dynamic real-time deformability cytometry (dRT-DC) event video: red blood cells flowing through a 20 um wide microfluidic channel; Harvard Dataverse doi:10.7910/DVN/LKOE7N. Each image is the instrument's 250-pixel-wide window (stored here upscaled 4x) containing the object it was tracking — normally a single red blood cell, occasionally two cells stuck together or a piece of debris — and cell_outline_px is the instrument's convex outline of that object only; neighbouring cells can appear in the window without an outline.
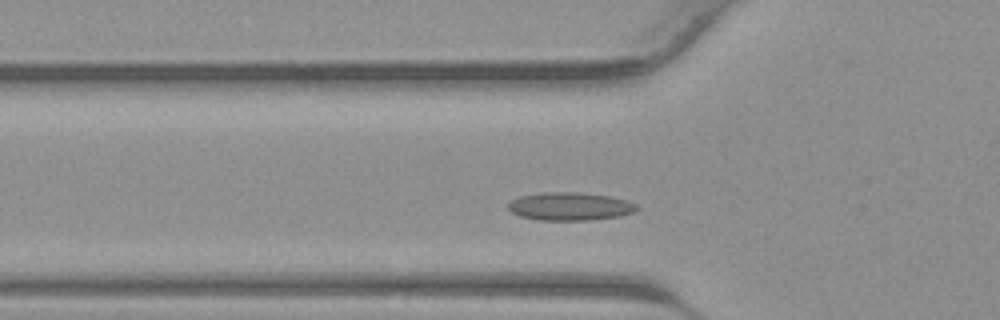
{"species": "common noctule bat (a hibernating species)", "species_latin": "Nyctalus noctula", "temperature_condition": "warm", "stored_images_in_passage": 27, "camera_frame_rate_fps": 3000, "um_per_image_px": 0.085, "animal": {"sex": "male", "body_mass_g": 23.1, "forearm_length_mm": 52.7}, "frame": {"image": 1, "passage_image": 6, "time_ms": 1.667, "image_size_px": [1000, 320], "cell_outline_px": [[640, 208], [632, 212], [620, 216], [592, 220], [536, 220], [520, 216], [512, 212], [508, 208], [508, 204], [512, 200], [520, 196], [540, 192], [576, 192], [612, 196], [636, 204]], "centroid_in_image_um": [48.44, 17.54], "position_along_channel_um": 77.4, "area_um2": 21.1}}
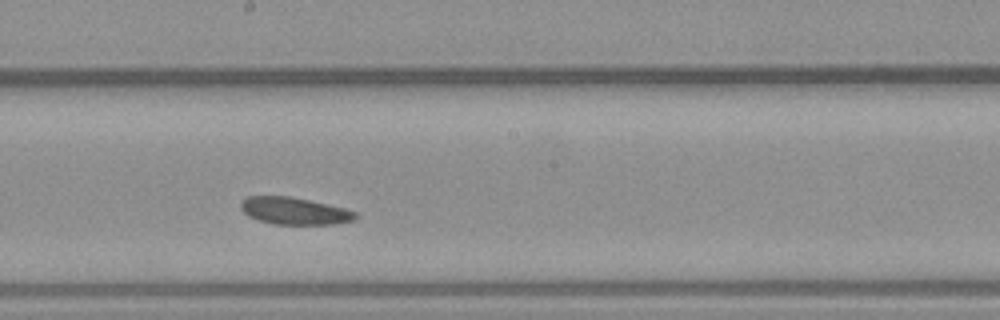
{"frame": {"image": 2, "passage_image": 15, "time_ms": 4.667, "image_size_px": [1000, 320], "cell_outline_px": [[356, 220], [332, 224], [272, 224], [248, 216], [240, 208], [240, 204], [248, 196], [288, 196], [308, 200], [344, 208], [356, 212]], "centroid_in_image_um": [25.01, 17.93], "position_along_channel_um": 223.2, "area_um2": 17.92}}
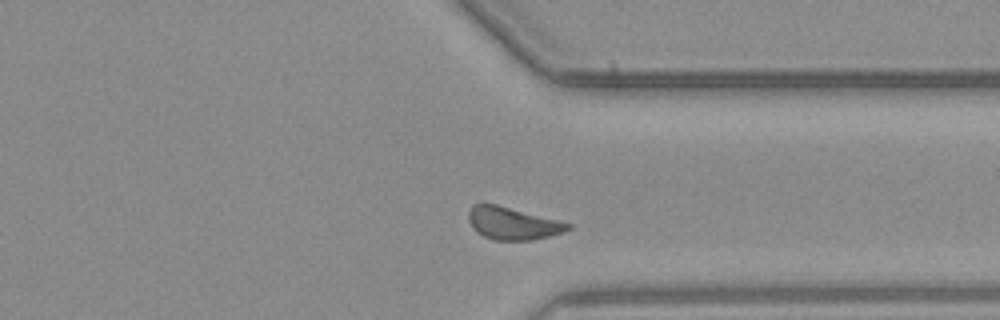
{"frame": {"image": 3, "passage_image": 24, "time_ms": 7.667, "image_size_px": [1000, 320], "cell_outline_px": [[572, 228], [564, 232], [532, 240], [492, 240], [476, 232], [468, 220], [468, 212], [472, 204], [480, 200], [484, 200], [572, 224]], "centroid_in_image_um": [43.51, 18.94], "position_along_channel_um": 367.9, "area_um2": 19.31}}